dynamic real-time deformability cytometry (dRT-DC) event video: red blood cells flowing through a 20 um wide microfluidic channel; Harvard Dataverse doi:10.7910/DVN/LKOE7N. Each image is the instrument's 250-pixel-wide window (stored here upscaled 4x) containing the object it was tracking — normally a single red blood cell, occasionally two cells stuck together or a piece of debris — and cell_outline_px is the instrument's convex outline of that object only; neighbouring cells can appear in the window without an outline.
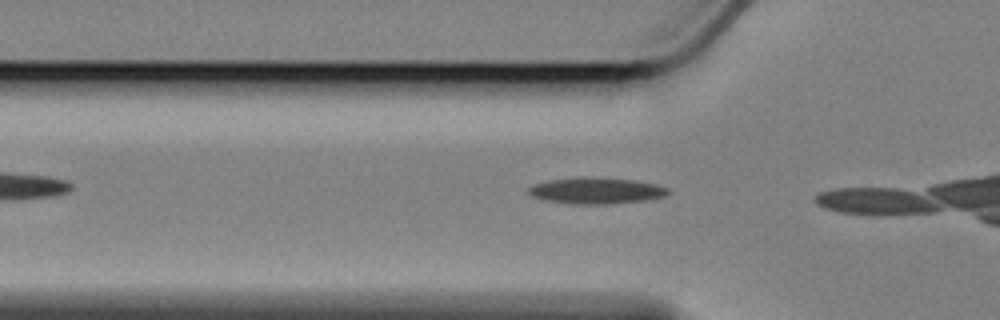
{"species": "Egyptian fruit bat (a non-hibernating species)", "species_latin": "Rousettus aegyptiacus", "temperature_condition": "cold", "stored_images_in_passage": 5, "camera_frame_rate_fps": 3000, "um_per_image_px": 0.085, "animal": {"sex": "female"}, "frame": {"image": 1, "passage_image": 3, "time_ms": 0.667, "image_size_px": [1000, 320], "cell_outline_px": [[672, 192], [664, 196], [648, 200], [604, 204], [572, 204], [548, 200], [532, 196], [528, 192], [528, 188], [532, 184], [552, 180], [636, 180], [656, 184], [668, 188]], "centroid_in_image_um": [50.75, 16.26], "position_along_channel_um": 75.1, "area_um2": 20.17}}